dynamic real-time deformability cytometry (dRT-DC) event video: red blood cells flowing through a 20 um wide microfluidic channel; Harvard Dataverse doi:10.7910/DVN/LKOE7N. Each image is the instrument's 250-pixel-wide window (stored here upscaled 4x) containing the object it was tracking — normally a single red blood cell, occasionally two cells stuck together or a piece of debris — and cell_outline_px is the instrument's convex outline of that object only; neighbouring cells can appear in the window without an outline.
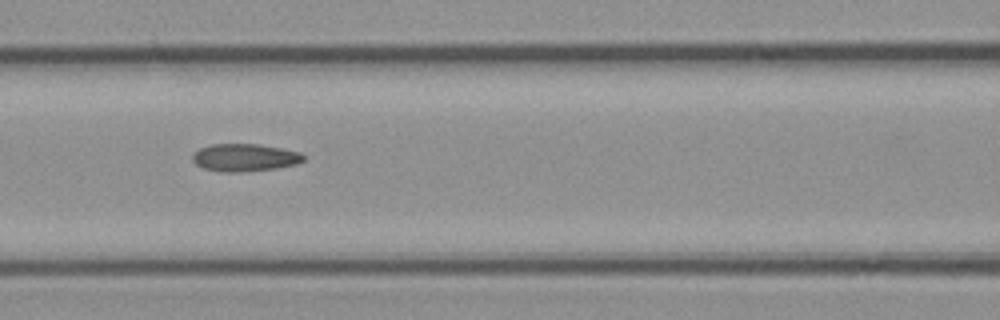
{"species": "common noctule bat (a hibernating species)", "species_latin": "Nyctalus noctula", "temperature_condition": "cold", "stored_images_in_passage": 34, "camera_frame_rate_fps": 3000, "um_per_image_px": 0.085, "animal": {"sex": "female", "body_mass_g": 21.9}, "frame": {"image": 1, "passage_image": 4, "time_ms": 1.0, "image_size_px": [1000, 320], "cell_outline_px": [[304, 160], [296, 164], [276, 168], [236, 172], [224, 172], [204, 168], [196, 164], [192, 160], [192, 152], [200, 148], [212, 144], [256, 144], [280, 148], [300, 152], [304, 156]], "centroid_in_image_um": [20.77, 13.38], "position_along_channel_um": 145.8, "area_um2": 17.69}}
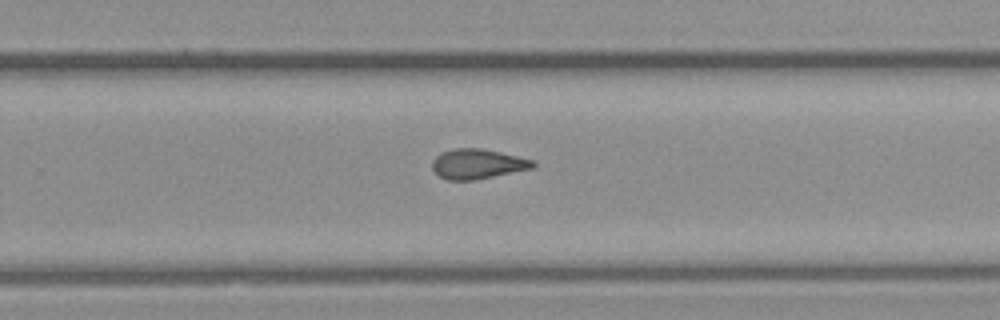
{"frame": {"image": 2, "passage_image": 15, "time_ms": 4.667, "image_size_px": [1000, 320], "cell_outline_px": [[536, 168], [476, 180], [448, 180], [440, 176], [432, 168], [432, 160], [440, 152], [452, 148], [480, 148], [500, 152], [532, 160], [536, 164]], "centroid_in_image_um": [40.59, 13.94], "position_along_channel_um": 289.2, "area_um2": 17.69}}
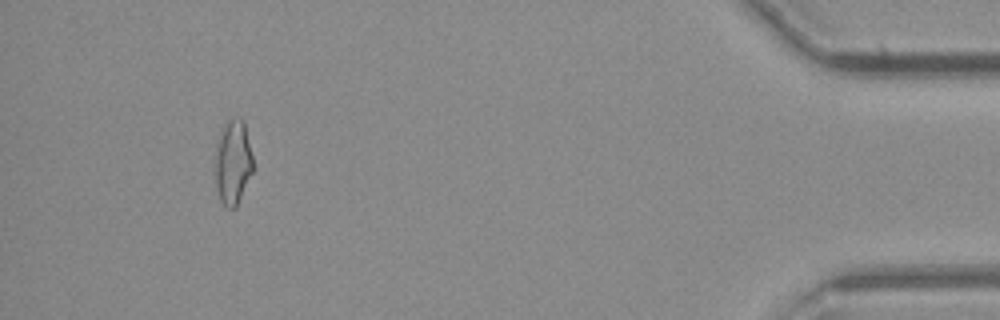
{"frame": {"image": 3, "passage_image": 30, "time_ms": 9.667, "image_size_px": [1000, 320], "cell_outline_px": [[252, 172], [236, 208], [228, 208], [220, 200], [212, 172], [216, 140], [220, 128], [228, 120], [236, 116], [240, 116], [244, 120], [252, 156]], "centroid_in_image_um": [19.73, 13.74], "position_along_channel_um": 415.5, "area_um2": 19.42}}